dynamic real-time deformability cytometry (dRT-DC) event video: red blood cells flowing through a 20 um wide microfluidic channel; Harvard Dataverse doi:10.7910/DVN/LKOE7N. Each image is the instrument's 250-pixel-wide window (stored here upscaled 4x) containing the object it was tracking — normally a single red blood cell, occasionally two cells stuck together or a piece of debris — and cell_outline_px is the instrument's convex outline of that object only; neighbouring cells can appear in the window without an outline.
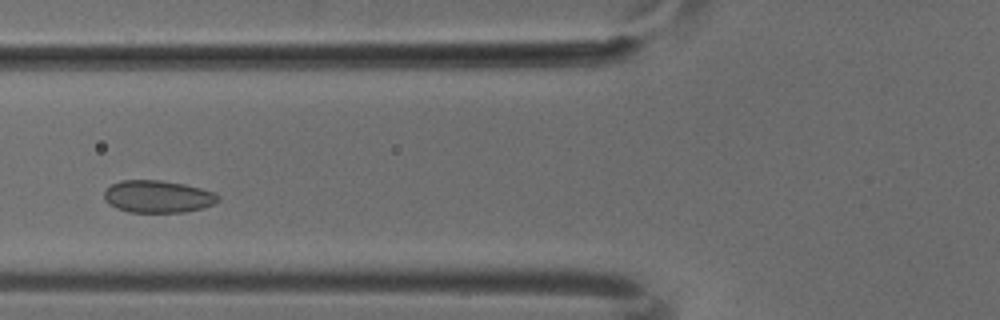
{"species": "common noctule bat (a hibernating species)", "species_latin": "Nyctalus noctula", "temperature_condition": "cold", "stored_images_in_passage": 4, "camera_frame_rate_fps": 3000, "um_per_image_px": 0.085, "animal": {"sex": "male", "body_mass_g": 18.8}, "frame": {"image": 1, "passage_image": 3, "time_ms": 0.667, "image_size_px": [1000, 320], "cell_outline_px": [[220, 200], [204, 208], [184, 212], [128, 212], [116, 208], [108, 204], [104, 200], [104, 188], [120, 180], [160, 180], [184, 184], [216, 192], [220, 196]], "centroid_in_image_um": [13.4, 16.7], "position_along_channel_um": 112.4, "area_um2": 21.73}}
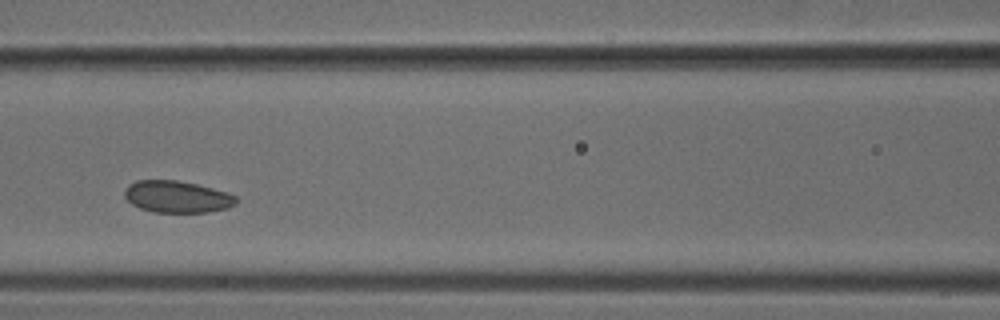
{"frame": {"image": 2, "passage_image": 4, "time_ms": 1.0, "image_size_px": [1000, 320], "cell_outline_px": [[236, 204], [228, 208], [208, 212], [152, 212], [140, 208], [132, 204], [124, 196], [124, 192], [128, 184], [136, 180], [176, 180], [196, 184], [228, 192], [236, 196]], "centroid_in_image_um": [15.04, 16.72], "position_along_channel_um": 151.6, "area_um2": 20.75}}